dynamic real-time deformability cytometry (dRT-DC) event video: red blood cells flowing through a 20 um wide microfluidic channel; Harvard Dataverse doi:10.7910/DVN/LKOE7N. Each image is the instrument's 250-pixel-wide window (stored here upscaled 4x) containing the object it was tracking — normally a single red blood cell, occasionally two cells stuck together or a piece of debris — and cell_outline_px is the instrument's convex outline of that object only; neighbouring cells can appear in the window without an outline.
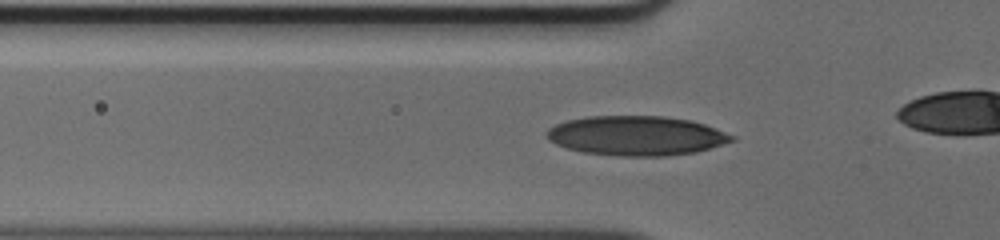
{"species": "human", "species_latin": "Homo sapiens", "temperature_condition": "cold", "stored_images_in_passage": 36, "camera_frame_rate_fps": 3000, "um_per_image_px": 0.085, "donor": {"sex": "male"}, "frame": {"image": 1, "passage_image": 12, "time_ms": 3.667, "image_size_px": [1000, 240], "cell_outline_px": [[736, 140], [696, 152], [668, 156], [616, 156], [584, 152], [568, 148], [556, 144], [548, 140], [544, 132], [548, 128], [556, 124], [568, 120], [588, 116], [664, 116], [692, 120], [716, 128], [736, 136]], "centroid_in_image_um": [54.1, 11.53], "position_along_channel_um": 71.7, "area_um2": 42.89}}
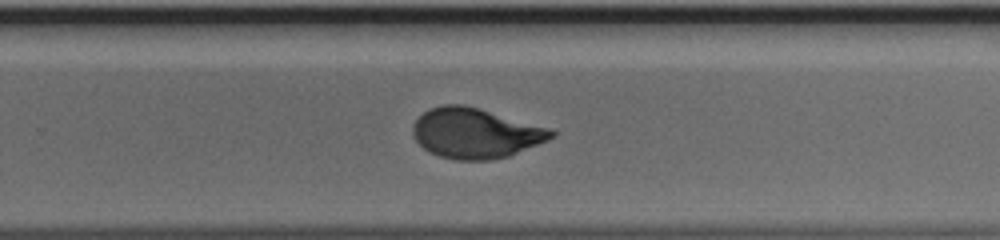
{"frame": {"image": 2, "passage_image": 28, "time_ms": 9.0, "image_size_px": [1000, 240], "cell_outline_px": [[556, 136], [548, 140], [508, 156], [492, 160], [456, 160], [440, 156], [424, 148], [416, 140], [412, 132], [412, 128], [416, 120], [428, 108], [444, 104], [464, 104], [480, 108], [552, 128], [556, 132]], "centroid_in_image_um": [40.45, 11.3], "position_along_channel_um": 289.4, "area_um2": 40.58}}
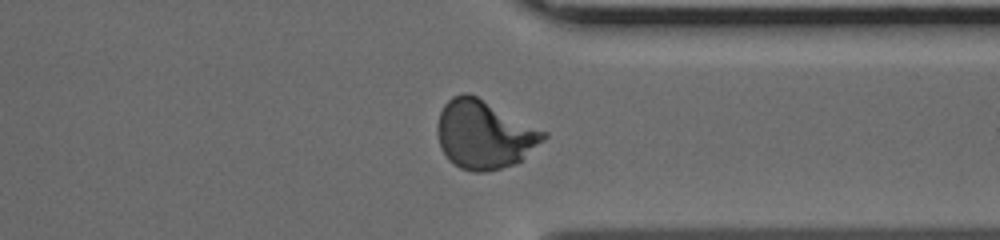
{"frame": {"image": 3, "passage_image": 34, "time_ms": 11.0, "image_size_px": [1000, 240], "cell_outline_px": [[548, 136], [544, 140], [516, 164], [484, 172], [472, 172], [460, 168], [452, 164], [448, 160], [440, 148], [436, 132], [436, 124], [440, 112], [444, 104], [452, 96], [464, 92], [468, 92], [548, 132]], "centroid_in_image_um": [41.12, 11.44], "position_along_channel_um": 370.3, "area_um2": 42.6}}